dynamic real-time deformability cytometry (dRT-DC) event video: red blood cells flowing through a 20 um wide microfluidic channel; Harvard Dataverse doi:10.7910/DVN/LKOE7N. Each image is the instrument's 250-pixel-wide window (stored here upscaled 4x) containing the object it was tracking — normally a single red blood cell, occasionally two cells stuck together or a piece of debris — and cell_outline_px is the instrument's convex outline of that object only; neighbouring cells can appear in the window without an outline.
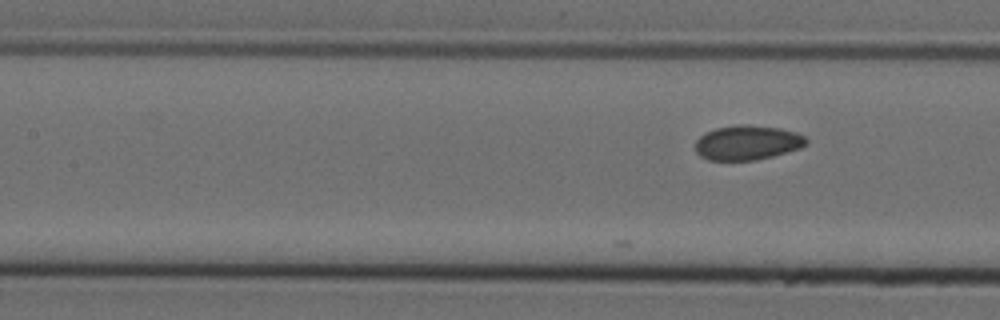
{"species": "Egyptian fruit bat (a non-hibernating species)", "species_latin": "Rousettus aegyptiacus", "temperature_condition": "cold", "stored_images_in_passage": 15, "camera_frame_rate_fps": 3000, "um_per_image_px": 0.085, "animal": {"sex": "female"}, "frame": {"image": 1, "passage_image": 15, "time_ms": 4.667, "image_size_px": [1000, 320], "cell_outline_px": [[808, 140], [800, 148], [772, 156], [756, 160], [708, 160], [700, 156], [696, 152], [696, 140], [704, 132], [716, 128], [736, 124], [748, 124], [780, 128], [796, 132], [804, 136]], "centroid_in_image_um": [63.5, 12.11], "position_along_channel_um": 143.9, "area_um2": 22.43}}